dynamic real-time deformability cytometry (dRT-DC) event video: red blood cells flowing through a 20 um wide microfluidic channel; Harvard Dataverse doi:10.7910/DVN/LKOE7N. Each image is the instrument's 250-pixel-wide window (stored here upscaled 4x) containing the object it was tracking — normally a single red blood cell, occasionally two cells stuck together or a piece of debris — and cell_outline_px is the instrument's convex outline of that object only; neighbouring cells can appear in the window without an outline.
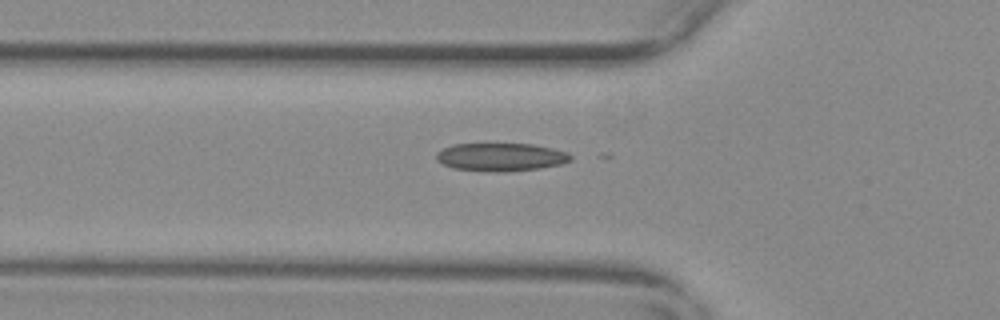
{"species": "common noctule bat (a hibernating species)", "species_latin": "Nyctalus noctula", "temperature_condition": "warm", "stored_images_in_passage": 41, "camera_frame_rate_fps": 3000, "um_per_image_px": 0.085, "animal": {"sex": "female", "body_mass_g": 29.2, "forearm_length_mm": 56.3}, "frame": {"image": 1, "passage_image": 10, "time_ms": 3.0, "image_size_px": [1000, 320], "cell_outline_px": [[572, 160], [560, 164], [540, 168], [508, 172], [484, 172], [452, 168], [436, 160], [436, 152], [452, 144], [532, 144], [552, 148], [568, 152], [572, 156]], "centroid_in_image_um": [42.56, 13.36], "position_along_channel_um": 83.2, "area_um2": 22.2}}
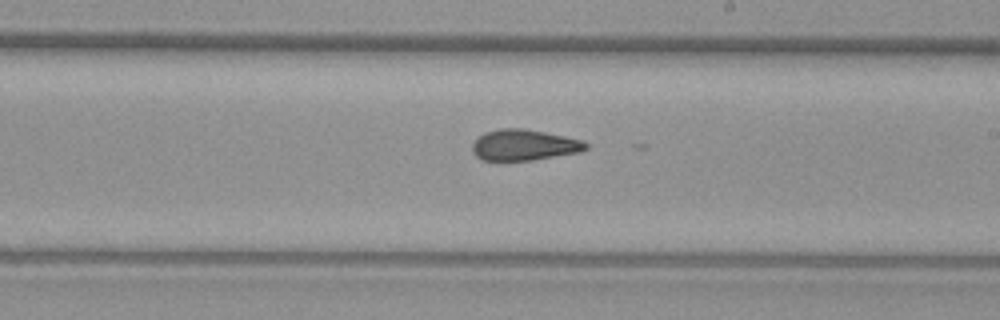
{"frame": {"image": 2, "passage_image": 23, "time_ms": 7.333, "image_size_px": [1000, 320], "cell_outline_px": [[588, 148], [580, 152], [532, 160], [480, 160], [472, 152], [472, 144], [484, 132], [500, 128], [524, 128], [584, 140], [588, 144]], "centroid_in_image_um": [44.55, 12.32], "position_along_channel_um": 244.5, "area_um2": 20.52}}
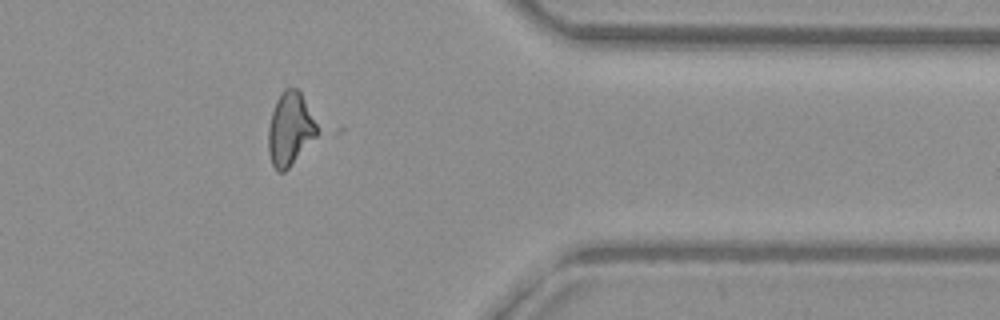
{"frame": {"image": 3, "passage_image": 36, "time_ms": 11.667, "image_size_px": [1000, 320], "cell_outline_px": [[324, 132], [284, 172], [276, 172], [272, 164], [268, 152], [268, 128], [272, 112], [276, 100], [280, 92], [284, 88], [296, 88], [300, 92]], "centroid_in_image_um": [24.72, 10.98], "position_along_channel_um": 386.7, "area_um2": 21.73}}